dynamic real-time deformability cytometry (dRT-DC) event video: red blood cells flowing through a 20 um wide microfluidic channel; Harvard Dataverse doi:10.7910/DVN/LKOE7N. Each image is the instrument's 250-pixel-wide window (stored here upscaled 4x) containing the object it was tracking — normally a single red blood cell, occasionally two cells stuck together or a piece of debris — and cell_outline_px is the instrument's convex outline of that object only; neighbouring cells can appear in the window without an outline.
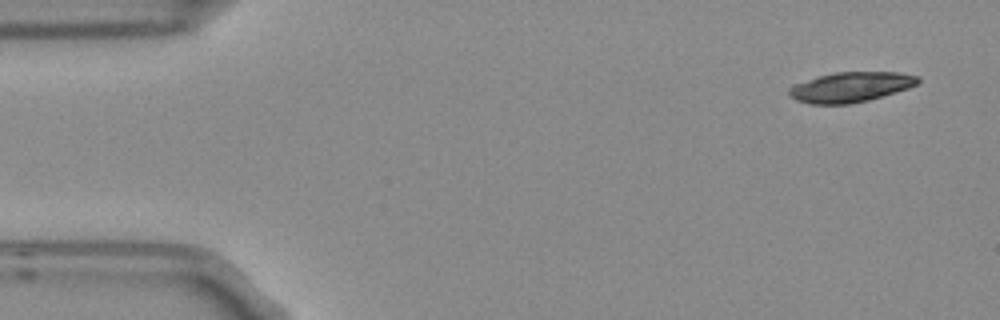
{"species": "Egyptian fruit bat (a non-hibernating species)", "species_latin": "Rousettus aegyptiacus", "temperature_condition": "room temperature", "stored_images_in_passage": 5, "segment_of_instrument_passage": [1, 2], "camera_frame_rate_fps": 3000, "um_per_image_px": 0.085, "frame": {"image": 1, "passage_image": 1, "time_ms": 0.0, "image_size_px": [1000, 320], "cell_outline_px": [[920, 80], [916, 84], [908, 88], [868, 100], [848, 104], [808, 104], [796, 100], [788, 92], [788, 88], [792, 84], [816, 76], [832, 72], [900, 72], [920, 76]], "centroid_in_image_um": [72.27, 7.39], "position_along_channel_um": 12.7, "area_um2": 22.72}}
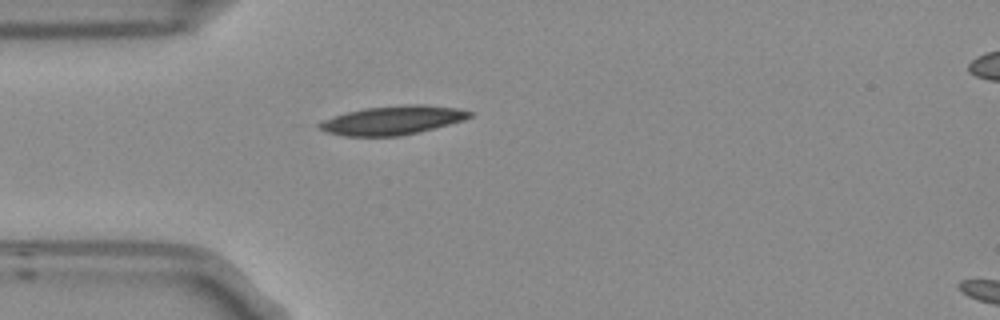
{"frame": {"image": 2, "passage_image": 4, "time_ms": 1.0, "image_size_px": [1000, 320], "cell_outline_px": [[472, 116], [464, 120], [400, 136], [344, 136], [328, 132], [320, 128], [316, 124], [332, 116], [364, 108], [404, 104], [424, 104], [460, 108], [472, 112]], "centroid_in_image_um": [33.38, 10.2], "position_along_channel_um": 51.6, "area_um2": 25.14}}